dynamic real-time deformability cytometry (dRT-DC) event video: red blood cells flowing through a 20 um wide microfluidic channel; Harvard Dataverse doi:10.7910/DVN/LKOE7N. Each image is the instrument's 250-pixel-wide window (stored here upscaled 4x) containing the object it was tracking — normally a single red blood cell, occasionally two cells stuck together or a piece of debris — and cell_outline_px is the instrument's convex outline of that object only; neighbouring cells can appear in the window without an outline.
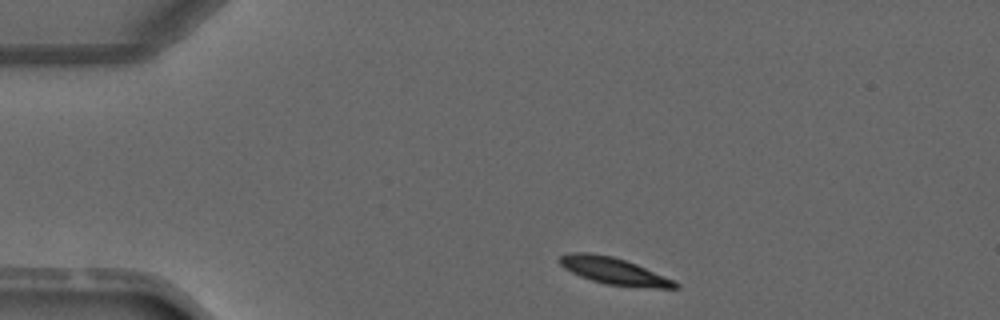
{"species": "common noctule bat (a hibernating species)", "species_latin": "Nyctalus noctula", "temperature_condition": "warm", "stored_images_in_passage": 2, "camera_frame_rate_fps": 3000, "um_per_image_px": 0.085, "animal": {"sex": "male", "forearm_length_mm": 52.5}, "frame": {"image": 1, "passage_image": 1, "time_ms": 0.0, "image_size_px": [1000, 320], "cell_outline_px": [[680, 288], [656, 288], [604, 284], [580, 276], [564, 268], [556, 260], [560, 256], [568, 252], [588, 252], [612, 256], [636, 264], [676, 280], [680, 284]], "centroid_in_image_um": [52.19, 23.03], "position_along_channel_um": 32.8, "area_um2": 18.21}}